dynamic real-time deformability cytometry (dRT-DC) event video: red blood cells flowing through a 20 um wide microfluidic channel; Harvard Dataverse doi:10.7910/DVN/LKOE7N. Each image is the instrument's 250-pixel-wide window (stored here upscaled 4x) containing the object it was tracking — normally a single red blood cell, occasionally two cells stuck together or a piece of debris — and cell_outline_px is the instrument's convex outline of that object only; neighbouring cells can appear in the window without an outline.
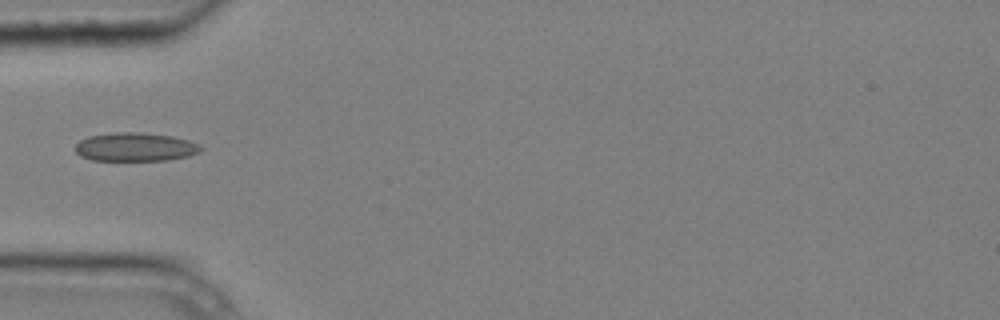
{"species": "common noctule bat (a hibernating species)", "species_latin": "Nyctalus noctula", "temperature_condition": "cold", "stored_images_in_passage": 3, "camera_frame_rate_fps": 3000, "um_per_image_px": 0.085, "animal": {"sex": "male", "body_mass_g": 20.4}, "frame": {"image": 1, "passage_image": 2, "time_ms": 0.333, "image_size_px": [1000, 320], "cell_outline_px": [[204, 148], [200, 152], [188, 156], [164, 160], [92, 160], [80, 156], [76, 152], [76, 144], [80, 140], [88, 136], [116, 132], [136, 132], [172, 136], [188, 140], [200, 144]], "centroid_in_image_um": [11.51, 12.49], "position_along_channel_um": 73.5, "area_um2": 20.87}}
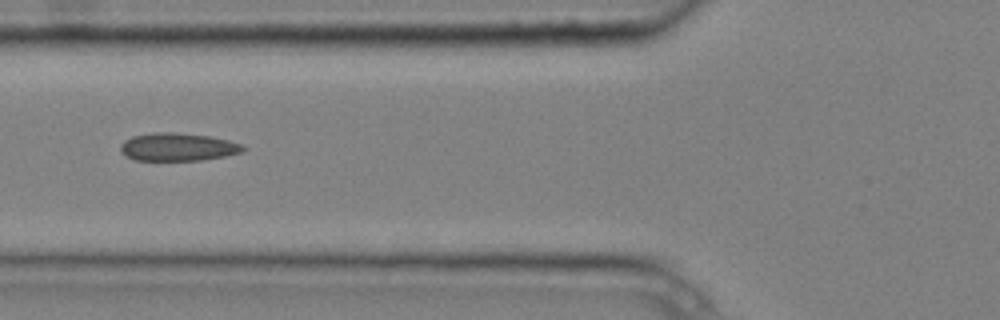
{"frame": {"image": 2, "passage_image": 3, "time_ms": 0.667, "image_size_px": [1000, 320], "cell_outline_px": [[248, 148], [244, 152], [224, 156], [200, 160], [136, 160], [120, 152], [120, 144], [124, 140], [132, 136], [156, 132], [172, 132], [208, 136], [228, 140], [240, 144]], "centroid_in_image_um": [15.12, 12.49], "position_along_channel_um": 110.7, "area_um2": 19.88}}